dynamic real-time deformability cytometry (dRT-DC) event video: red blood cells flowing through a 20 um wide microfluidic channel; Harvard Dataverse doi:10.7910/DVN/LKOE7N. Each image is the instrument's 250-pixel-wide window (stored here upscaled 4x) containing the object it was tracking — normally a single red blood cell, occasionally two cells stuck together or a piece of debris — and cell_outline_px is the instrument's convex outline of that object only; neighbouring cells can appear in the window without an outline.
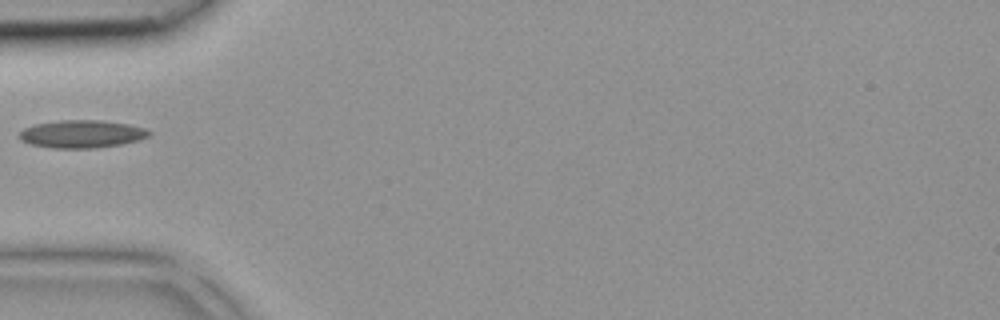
{"species": "common noctule bat (a hibernating species)", "species_latin": "Nyctalus noctula", "temperature_condition": "room temperature", "stored_images_in_passage": 23, "camera_frame_rate_fps": 3000, "um_per_image_px": 0.085, "animal": {"sex": "female", "body_mass_g": 18.4}, "frame": {"image": 1, "passage_image": 1, "time_ms": 0.0, "image_size_px": [1000, 320], "cell_outline_px": [[152, 132], [148, 136], [140, 140], [120, 144], [96, 148], [52, 148], [32, 144], [20, 140], [16, 136], [24, 128], [36, 124], [60, 120], [100, 120], [128, 124], [144, 128]], "centroid_in_image_um": [6.94, 11.39], "position_along_channel_um": 78.1, "area_um2": 20.98}}
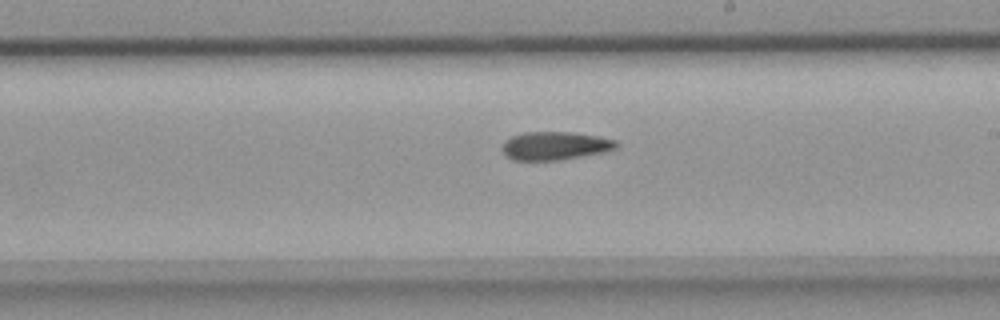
{"frame": {"image": 2, "passage_image": 11, "time_ms": 3.333, "image_size_px": [1000, 320], "cell_outline_px": [[620, 144], [616, 148], [600, 152], [560, 160], [512, 160], [504, 152], [504, 140], [512, 136], [524, 132], [572, 132], [596, 136], [616, 140]], "centroid_in_image_um": [47.17, 12.38], "position_along_channel_um": 241.8, "area_um2": 18.5}}
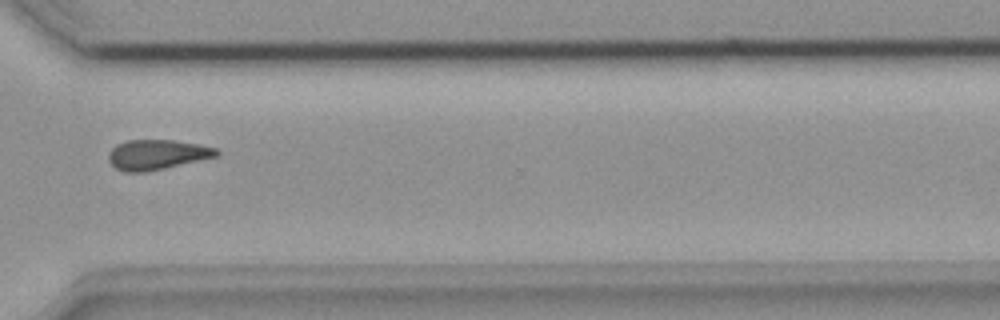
{"frame": {"image": 3, "passage_image": 18, "time_ms": 5.667, "image_size_px": [1000, 320], "cell_outline_px": [[220, 152], [216, 156], [164, 168], [144, 172], [124, 172], [116, 168], [108, 160], [108, 156], [112, 148], [116, 144], [128, 140], [172, 140], [196, 144], [216, 148]], "centroid_in_image_um": [13.3, 13.14], "position_along_channel_um": 357.3, "area_um2": 18.55}}